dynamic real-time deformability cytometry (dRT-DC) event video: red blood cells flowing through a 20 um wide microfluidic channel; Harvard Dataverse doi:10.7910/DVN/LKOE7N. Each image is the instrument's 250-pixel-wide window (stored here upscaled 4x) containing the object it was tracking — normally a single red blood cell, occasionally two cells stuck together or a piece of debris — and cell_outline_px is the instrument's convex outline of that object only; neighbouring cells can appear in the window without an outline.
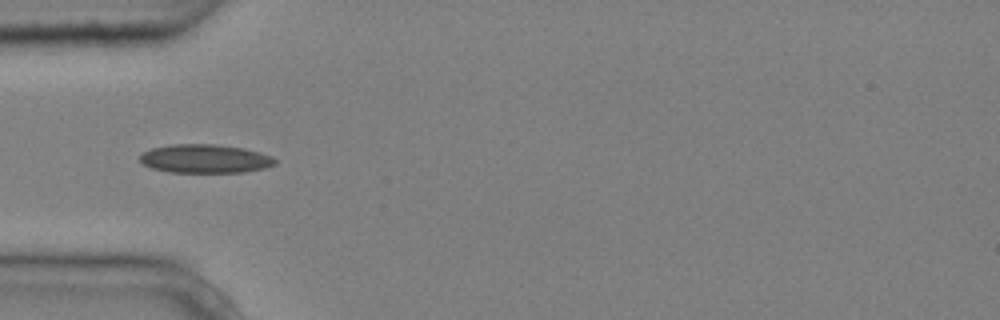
{"species": "common noctule bat (a hibernating species)", "species_latin": "Nyctalus noctula", "temperature_condition": "cold", "stored_images_in_passage": 5, "camera_frame_rate_fps": 3000, "um_per_image_px": 0.085, "animal": {"sex": "male", "body_mass_g": 20.4}, "frame": {"image": 1, "passage_image": 3, "time_ms": 0.667, "image_size_px": [1000, 320], "cell_outline_px": [[276, 164], [264, 168], [244, 172], [168, 172], [152, 168], [144, 164], [140, 160], [140, 156], [144, 152], [152, 148], [172, 144], [216, 144], [244, 148], [260, 152], [272, 156], [276, 160]], "centroid_in_image_um": [17.45, 13.49], "position_along_channel_um": 67.5, "area_um2": 22.54}}
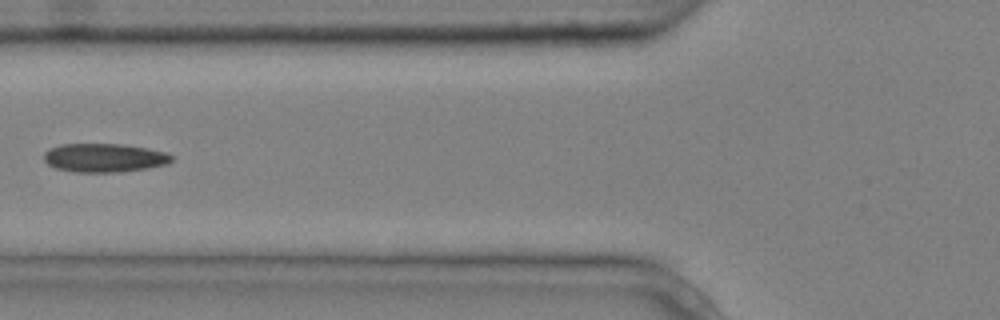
{"frame": {"image": 2, "passage_image": 4, "time_ms": 1.0, "image_size_px": [1000, 320], "cell_outline_px": [[172, 160], [168, 164], [148, 168], [120, 172], [76, 172], [56, 168], [48, 164], [44, 160], [44, 152], [48, 148], [60, 144], [124, 144], [168, 152], [172, 156]], "centroid_in_image_um": [8.87, 13.41], "position_along_channel_um": 116.9, "area_um2": 21.5}}